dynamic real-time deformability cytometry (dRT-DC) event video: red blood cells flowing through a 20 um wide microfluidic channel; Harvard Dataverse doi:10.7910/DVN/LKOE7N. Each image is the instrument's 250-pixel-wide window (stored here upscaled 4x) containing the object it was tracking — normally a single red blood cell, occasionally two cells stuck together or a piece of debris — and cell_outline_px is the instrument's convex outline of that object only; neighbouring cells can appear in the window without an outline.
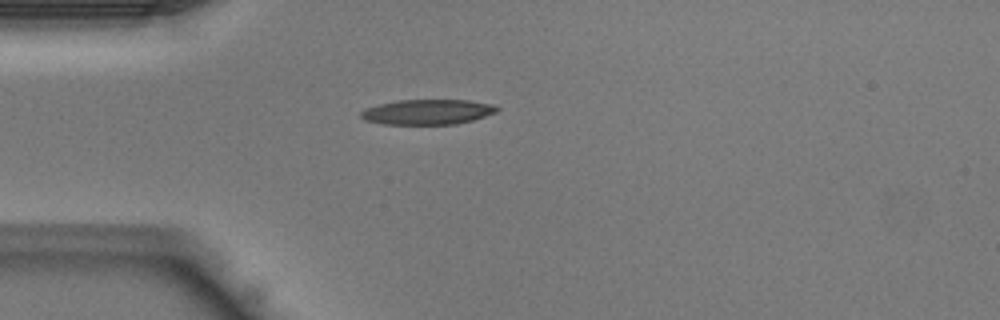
{"species": "Egyptian fruit bat (a non-hibernating species)", "species_latin": "Rousettus aegyptiacus", "temperature_condition": "warm", "stored_images_in_passage": 28, "camera_frame_rate_fps": 3000, "um_per_image_px": 0.085, "animal": {"sex": "male"}, "frame": {"image": 1, "passage_image": 2, "time_ms": 0.333, "image_size_px": [1000, 320], "cell_outline_px": [[500, 108], [496, 112], [472, 120], [456, 124], [384, 124], [364, 120], [360, 116], [360, 112], [364, 108], [396, 100], [468, 100], [492, 104]], "centroid_in_image_um": [36.31, 9.51], "position_along_channel_um": 48.7, "area_um2": 19.88}}
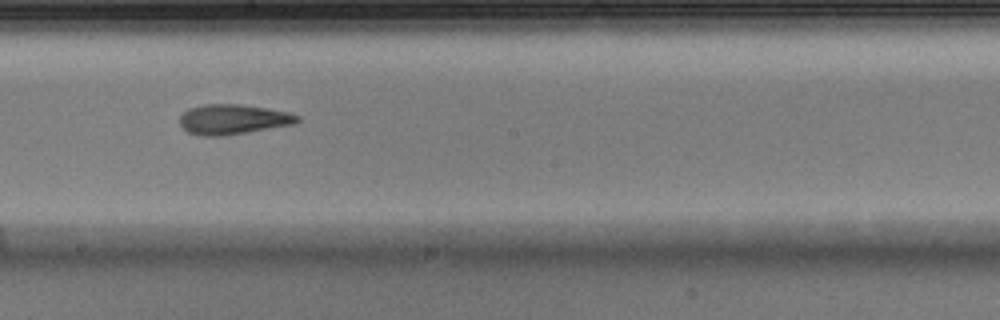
{"frame": {"image": 2, "passage_image": 14, "time_ms": 4.333, "image_size_px": [1000, 320], "cell_outline_px": [[300, 120], [292, 124], [220, 136], [204, 136], [188, 132], [180, 124], [180, 116], [188, 108], [204, 104], [240, 104], [268, 108], [288, 112], [300, 116]], "centroid_in_image_um": [19.78, 10.12], "position_along_channel_um": 228.4, "area_um2": 20.29}}
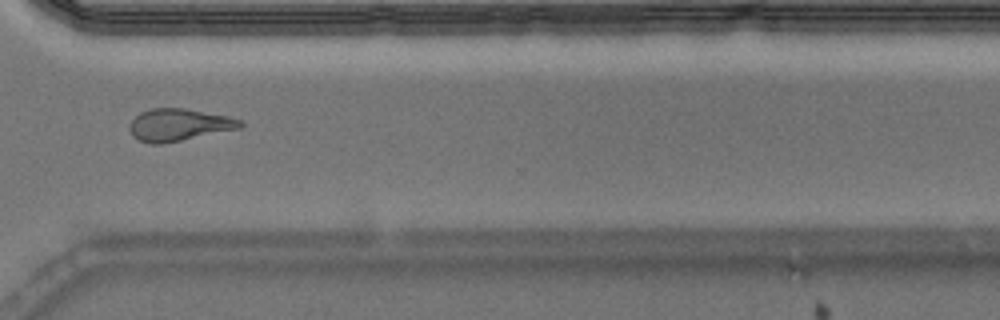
{"frame": {"image": 3, "passage_image": 22, "time_ms": 7.0, "image_size_px": [1000, 320], "cell_outline_px": [[244, 124], [240, 128], [160, 144], [148, 144], [132, 136], [132, 120], [140, 112], [152, 108], [184, 108], [228, 116], [244, 120]], "centroid_in_image_um": [15.24, 10.6], "position_along_channel_um": 355.4, "area_um2": 20.46}}